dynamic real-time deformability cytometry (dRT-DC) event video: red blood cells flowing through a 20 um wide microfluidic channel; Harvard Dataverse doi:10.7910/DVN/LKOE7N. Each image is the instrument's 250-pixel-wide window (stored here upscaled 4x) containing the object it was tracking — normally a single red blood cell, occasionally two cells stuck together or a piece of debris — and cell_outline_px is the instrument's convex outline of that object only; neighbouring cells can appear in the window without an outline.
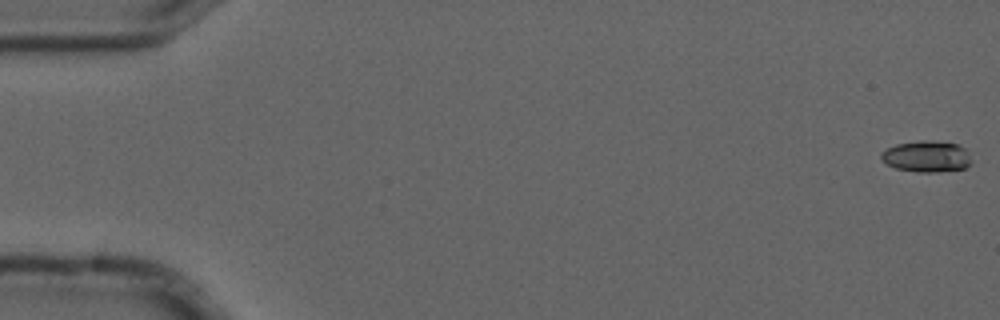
{"species": "common noctule bat (a hibernating species)", "species_latin": "Nyctalus noctula", "temperature_condition": "cold", "stored_images_in_passage": 5, "camera_frame_rate_fps": 3000, "um_per_image_px": 0.085, "animal": {"sex": "male", "forearm_length_mm": 52.5}, "frame": {"image": 1, "passage_image": 1, "time_ms": 0.0, "image_size_px": [1000, 320], "cell_outline_px": [[972, 164], [964, 168], [936, 172], [916, 172], [896, 168], [888, 164], [880, 156], [880, 152], [896, 144], [920, 140], [928, 140], [956, 144], [964, 148], [972, 160]], "centroid_in_image_um": [78.77, 13.3], "position_along_channel_um": 6.2, "area_um2": 16.36}}
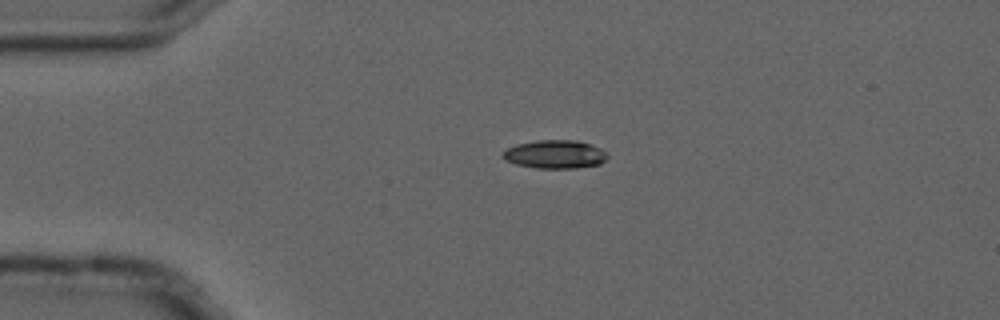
{"frame": {"image": 2, "passage_image": 4, "time_ms": 1.0, "image_size_px": [1000, 320], "cell_outline_px": [[608, 156], [600, 164], [576, 168], [536, 168], [516, 164], [504, 160], [504, 152], [508, 148], [516, 144], [536, 140], [576, 140], [600, 148]], "centroid_in_image_um": [47.16, 13.12], "position_along_channel_um": 37.8, "area_um2": 17.11}}